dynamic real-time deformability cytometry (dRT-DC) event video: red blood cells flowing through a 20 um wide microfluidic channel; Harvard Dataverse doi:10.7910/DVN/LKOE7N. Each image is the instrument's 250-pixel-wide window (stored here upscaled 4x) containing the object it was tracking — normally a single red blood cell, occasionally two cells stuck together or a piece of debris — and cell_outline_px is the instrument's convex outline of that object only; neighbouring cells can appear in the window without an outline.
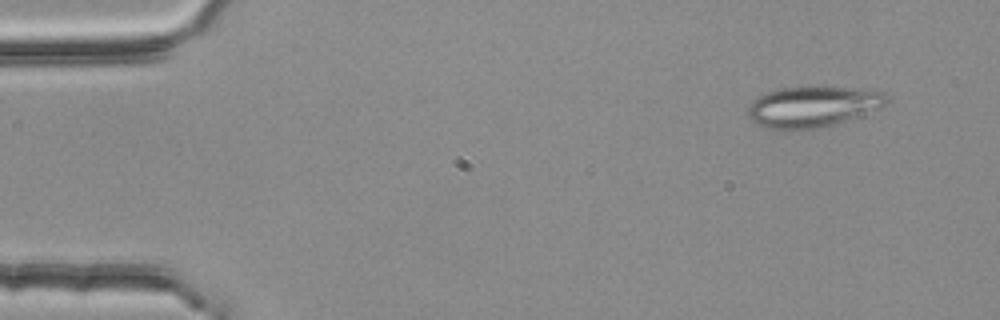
{"species": "common noctule bat (a hibernating species)", "species_latin": "Nyctalus noctula", "temperature_condition": "room temperature", "stored_images_in_passage": 3, "camera_frame_rate_fps": 3000, "um_per_image_px": 0.085, "animal": {"sex": "female", "body_mass_g": 25.1}, "frame": {"image": 1, "passage_image": 1, "time_ms": 0.0, "image_size_px": [1000, 320], "cell_outline_px": [[888, 100], [880, 108], [832, 124], [816, 128], [768, 128], [756, 124], [748, 116], [748, 108], [752, 100], [764, 92], [780, 88], [864, 88], [884, 92], [888, 96]], "centroid_in_image_um": [69.06, 9.04], "position_along_channel_um": 15.9, "area_um2": 32.19}}